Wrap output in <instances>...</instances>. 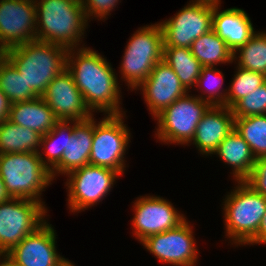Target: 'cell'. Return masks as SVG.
<instances>
[{
	"mask_svg": "<svg viewBox=\"0 0 266 266\" xmlns=\"http://www.w3.org/2000/svg\"><path fill=\"white\" fill-rule=\"evenodd\" d=\"M60 266H76L75 264H73L71 261H69L68 259H66Z\"/></svg>",
	"mask_w": 266,
	"mask_h": 266,
	"instance_id": "obj_40",
	"label": "cell"
},
{
	"mask_svg": "<svg viewBox=\"0 0 266 266\" xmlns=\"http://www.w3.org/2000/svg\"><path fill=\"white\" fill-rule=\"evenodd\" d=\"M192 55L203 67H215L217 64L233 63L234 53L213 29L192 42Z\"/></svg>",
	"mask_w": 266,
	"mask_h": 266,
	"instance_id": "obj_24",
	"label": "cell"
},
{
	"mask_svg": "<svg viewBox=\"0 0 266 266\" xmlns=\"http://www.w3.org/2000/svg\"><path fill=\"white\" fill-rule=\"evenodd\" d=\"M118 2L119 0H81L87 21L95 17V19L100 18V20L106 19L108 15H111L110 12L116 8Z\"/></svg>",
	"mask_w": 266,
	"mask_h": 266,
	"instance_id": "obj_33",
	"label": "cell"
},
{
	"mask_svg": "<svg viewBox=\"0 0 266 266\" xmlns=\"http://www.w3.org/2000/svg\"><path fill=\"white\" fill-rule=\"evenodd\" d=\"M190 3L195 4H204L208 6H219L221 4V0H192Z\"/></svg>",
	"mask_w": 266,
	"mask_h": 266,
	"instance_id": "obj_38",
	"label": "cell"
},
{
	"mask_svg": "<svg viewBox=\"0 0 266 266\" xmlns=\"http://www.w3.org/2000/svg\"><path fill=\"white\" fill-rule=\"evenodd\" d=\"M245 182L266 198V156L256 159L253 171Z\"/></svg>",
	"mask_w": 266,
	"mask_h": 266,
	"instance_id": "obj_34",
	"label": "cell"
},
{
	"mask_svg": "<svg viewBox=\"0 0 266 266\" xmlns=\"http://www.w3.org/2000/svg\"><path fill=\"white\" fill-rule=\"evenodd\" d=\"M0 90L6 95L10 104L32 100L39 97L27 83L23 74L0 53Z\"/></svg>",
	"mask_w": 266,
	"mask_h": 266,
	"instance_id": "obj_26",
	"label": "cell"
},
{
	"mask_svg": "<svg viewBox=\"0 0 266 266\" xmlns=\"http://www.w3.org/2000/svg\"><path fill=\"white\" fill-rule=\"evenodd\" d=\"M213 11V6L189 3L173 17L160 22L163 47L190 48L195 39L212 29Z\"/></svg>",
	"mask_w": 266,
	"mask_h": 266,
	"instance_id": "obj_12",
	"label": "cell"
},
{
	"mask_svg": "<svg viewBox=\"0 0 266 266\" xmlns=\"http://www.w3.org/2000/svg\"><path fill=\"white\" fill-rule=\"evenodd\" d=\"M124 114L105 115L98 123L93 116V143L89 164L110 168L122 175L125 171V153L131 133L124 124Z\"/></svg>",
	"mask_w": 266,
	"mask_h": 266,
	"instance_id": "obj_8",
	"label": "cell"
},
{
	"mask_svg": "<svg viewBox=\"0 0 266 266\" xmlns=\"http://www.w3.org/2000/svg\"><path fill=\"white\" fill-rule=\"evenodd\" d=\"M56 232L46 221L6 256L18 266H60L66 259L56 249Z\"/></svg>",
	"mask_w": 266,
	"mask_h": 266,
	"instance_id": "obj_15",
	"label": "cell"
},
{
	"mask_svg": "<svg viewBox=\"0 0 266 266\" xmlns=\"http://www.w3.org/2000/svg\"><path fill=\"white\" fill-rule=\"evenodd\" d=\"M254 244H266V212L262 218L257 234L246 245Z\"/></svg>",
	"mask_w": 266,
	"mask_h": 266,
	"instance_id": "obj_35",
	"label": "cell"
},
{
	"mask_svg": "<svg viewBox=\"0 0 266 266\" xmlns=\"http://www.w3.org/2000/svg\"><path fill=\"white\" fill-rule=\"evenodd\" d=\"M90 47L68 49L66 69L72 75L91 112L120 115L121 90L118 78L107 59Z\"/></svg>",
	"mask_w": 266,
	"mask_h": 266,
	"instance_id": "obj_1",
	"label": "cell"
},
{
	"mask_svg": "<svg viewBox=\"0 0 266 266\" xmlns=\"http://www.w3.org/2000/svg\"><path fill=\"white\" fill-rule=\"evenodd\" d=\"M41 97L59 120L82 121L94 115L67 69L50 82Z\"/></svg>",
	"mask_w": 266,
	"mask_h": 266,
	"instance_id": "obj_16",
	"label": "cell"
},
{
	"mask_svg": "<svg viewBox=\"0 0 266 266\" xmlns=\"http://www.w3.org/2000/svg\"><path fill=\"white\" fill-rule=\"evenodd\" d=\"M0 266H18V265L12 262L6 255H0Z\"/></svg>",
	"mask_w": 266,
	"mask_h": 266,
	"instance_id": "obj_39",
	"label": "cell"
},
{
	"mask_svg": "<svg viewBox=\"0 0 266 266\" xmlns=\"http://www.w3.org/2000/svg\"><path fill=\"white\" fill-rule=\"evenodd\" d=\"M0 176L10 198L35 200L46 208L41 194L53 178L38 152L0 154Z\"/></svg>",
	"mask_w": 266,
	"mask_h": 266,
	"instance_id": "obj_4",
	"label": "cell"
},
{
	"mask_svg": "<svg viewBox=\"0 0 266 266\" xmlns=\"http://www.w3.org/2000/svg\"><path fill=\"white\" fill-rule=\"evenodd\" d=\"M10 199L9 194L6 192L4 182L0 176V203Z\"/></svg>",
	"mask_w": 266,
	"mask_h": 266,
	"instance_id": "obj_37",
	"label": "cell"
},
{
	"mask_svg": "<svg viewBox=\"0 0 266 266\" xmlns=\"http://www.w3.org/2000/svg\"><path fill=\"white\" fill-rule=\"evenodd\" d=\"M66 176L68 207L71 212L79 213L100 203L108 195L120 174L110 168L87 164Z\"/></svg>",
	"mask_w": 266,
	"mask_h": 266,
	"instance_id": "obj_10",
	"label": "cell"
},
{
	"mask_svg": "<svg viewBox=\"0 0 266 266\" xmlns=\"http://www.w3.org/2000/svg\"><path fill=\"white\" fill-rule=\"evenodd\" d=\"M92 143L93 116L82 121H65V150L61 161L50 171L53 180L58 173L65 176L89 164Z\"/></svg>",
	"mask_w": 266,
	"mask_h": 266,
	"instance_id": "obj_18",
	"label": "cell"
},
{
	"mask_svg": "<svg viewBox=\"0 0 266 266\" xmlns=\"http://www.w3.org/2000/svg\"><path fill=\"white\" fill-rule=\"evenodd\" d=\"M40 148H43L41 149L43 152L39 151L38 155L43 164L51 171L61 161L65 150V121L60 120L51 131L41 136ZM44 154L46 158L43 157Z\"/></svg>",
	"mask_w": 266,
	"mask_h": 266,
	"instance_id": "obj_30",
	"label": "cell"
},
{
	"mask_svg": "<svg viewBox=\"0 0 266 266\" xmlns=\"http://www.w3.org/2000/svg\"><path fill=\"white\" fill-rule=\"evenodd\" d=\"M192 228L185 220L176 228L151 235L141 243L163 264L196 266L199 252Z\"/></svg>",
	"mask_w": 266,
	"mask_h": 266,
	"instance_id": "obj_11",
	"label": "cell"
},
{
	"mask_svg": "<svg viewBox=\"0 0 266 266\" xmlns=\"http://www.w3.org/2000/svg\"><path fill=\"white\" fill-rule=\"evenodd\" d=\"M220 6H214L212 29L235 52L256 31L246 11L236 7L219 11Z\"/></svg>",
	"mask_w": 266,
	"mask_h": 266,
	"instance_id": "obj_20",
	"label": "cell"
},
{
	"mask_svg": "<svg viewBox=\"0 0 266 266\" xmlns=\"http://www.w3.org/2000/svg\"><path fill=\"white\" fill-rule=\"evenodd\" d=\"M234 54L237 66L266 76V32H255L243 46H240ZM240 53V54H239ZM239 55V56H238ZM238 56V58H237ZM238 59V60H237Z\"/></svg>",
	"mask_w": 266,
	"mask_h": 266,
	"instance_id": "obj_27",
	"label": "cell"
},
{
	"mask_svg": "<svg viewBox=\"0 0 266 266\" xmlns=\"http://www.w3.org/2000/svg\"><path fill=\"white\" fill-rule=\"evenodd\" d=\"M10 103L6 95L0 90V123L9 116Z\"/></svg>",
	"mask_w": 266,
	"mask_h": 266,
	"instance_id": "obj_36",
	"label": "cell"
},
{
	"mask_svg": "<svg viewBox=\"0 0 266 266\" xmlns=\"http://www.w3.org/2000/svg\"><path fill=\"white\" fill-rule=\"evenodd\" d=\"M35 39V1L0 0V53Z\"/></svg>",
	"mask_w": 266,
	"mask_h": 266,
	"instance_id": "obj_14",
	"label": "cell"
},
{
	"mask_svg": "<svg viewBox=\"0 0 266 266\" xmlns=\"http://www.w3.org/2000/svg\"><path fill=\"white\" fill-rule=\"evenodd\" d=\"M8 120L45 135L60 121L42 97L10 104Z\"/></svg>",
	"mask_w": 266,
	"mask_h": 266,
	"instance_id": "obj_21",
	"label": "cell"
},
{
	"mask_svg": "<svg viewBox=\"0 0 266 266\" xmlns=\"http://www.w3.org/2000/svg\"><path fill=\"white\" fill-rule=\"evenodd\" d=\"M211 105L197 95L185 96L175 100L154 119L157 120L155 135L166 144L189 145L204 113Z\"/></svg>",
	"mask_w": 266,
	"mask_h": 266,
	"instance_id": "obj_7",
	"label": "cell"
},
{
	"mask_svg": "<svg viewBox=\"0 0 266 266\" xmlns=\"http://www.w3.org/2000/svg\"><path fill=\"white\" fill-rule=\"evenodd\" d=\"M163 46V30L159 23L140 27L131 36L119 68L121 79L132 91H137L154 66L163 60Z\"/></svg>",
	"mask_w": 266,
	"mask_h": 266,
	"instance_id": "obj_6",
	"label": "cell"
},
{
	"mask_svg": "<svg viewBox=\"0 0 266 266\" xmlns=\"http://www.w3.org/2000/svg\"><path fill=\"white\" fill-rule=\"evenodd\" d=\"M237 184L222 204L225 234L236 247L245 246L257 234L266 212V198L262 194L245 181H237Z\"/></svg>",
	"mask_w": 266,
	"mask_h": 266,
	"instance_id": "obj_5",
	"label": "cell"
},
{
	"mask_svg": "<svg viewBox=\"0 0 266 266\" xmlns=\"http://www.w3.org/2000/svg\"><path fill=\"white\" fill-rule=\"evenodd\" d=\"M223 81L224 75L222 71L216 69V67H202L196 88L199 87L200 92L202 91L203 93L201 95H198L197 97H199L203 101L208 102L211 106L227 107L228 89L221 90ZM201 87H204V90Z\"/></svg>",
	"mask_w": 266,
	"mask_h": 266,
	"instance_id": "obj_29",
	"label": "cell"
},
{
	"mask_svg": "<svg viewBox=\"0 0 266 266\" xmlns=\"http://www.w3.org/2000/svg\"><path fill=\"white\" fill-rule=\"evenodd\" d=\"M2 54L23 74L27 88L39 97L50 82L66 69L67 49L36 39L9 48Z\"/></svg>",
	"mask_w": 266,
	"mask_h": 266,
	"instance_id": "obj_3",
	"label": "cell"
},
{
	"mask_svg": "<svg viewBox=\"0 0 266 266\" xmlns=\"http://www.w3.org/2000/svg\"><path fill=\"white\" fill-rule=\"evenodd\" d=\"M41 136L35 130L3 120L0 123V154L39 152Z\"/></svg>",
	"mask_w": 266,
	"mask_h": 266,
	"instance_id": "obj_23",
	"label": "cell"
},
{
	"mask_svg": "<svg viewBox=\"0 0 266 266\" xmlns=\"http://www.w3.org/2000/svg\"><path fill=\"white\" fill-rule=\"evenodd\" d=\"M133 203V235L140 243L151 235L176 228L187 219L160 196H140Z\"/></svg>",
	"mask_w": 266,
	"mask_h": 266,
	"instance_id": "obj_13",
	"label": "cell"
},
{
	"mask_svg": "<svg viewBox=\"0 0 266 266\" xmlns=\"http://www.w3.org/2000/svg\"><path fill=\"white\" fill-rule=\"evenodd\" d=\"M34 1L36 40L57 44L67 50L78 48L88 26L81 0Z\"/></svg>",
	"mask_w": 266,
	"mask_h": 266,
	"instance_id": "obj_2",
	"label": "cell"
},
{
	"mask_svg": "<svg viewBox=\"0 0 266 266\" xmlns=\"http://www.w3.org/2000/svg\"><path fill=\"white\" fill-rule=\"evenodd\" d=\"M163 61L173 69L187 91L196 87L203 66L190 48L163 47Z\"/></svg>",
	"mask_w": 266,
	"mask_h": 266,
	"instance_id": "obj_25",
	"label": "cell"
},
{
	"mask_svg": "<svg viewBox=\"0 0 266 266\" xmlns=\"http://www.w3.org/2000/svg\"><path fill=\"white\" fill-rule=\"evenodd\" d=\"M233 129L232 109L226 106H210L198 123L190 143L195 144L200 154L212 156L211 154Z\"/></svg>",
	"mask_w": 266,
	"mask_h": 266,
	"instance_id": "obj_19",
	"label": "cell"
},
{
	"mask_svg": "<svg viewBox=\"0 0 266 266\" xmlns=\"http://www.w3.org/2000/svg\"><path fill=\"white\" fill-rule=\"evenodd\" d=\"M213 154H217L220 160L233 168L231 174L236 182L245 181L253 171L256 162L250 146L235 128L224 138Z\"/></svg>",
	"mask_w": 266,
	"mask_h": 266,
	"instance_id": "obj_22",
	"label": "cell"
},
{
	"mask_svg": "<svg viewBox=\"0 0 266 266\" xmlns=\"http://www.w3.org/2000/svg\"><path fill=\"white\" fill-rule=\"evenodd\" d=\"M236 74L228 88L227 107L232 108L243 97L252 93L266 81V76L237 66Z\"/></svg>",
	"mask_w": 266,
	"mask_h": 266,
	"instance_id": "obj_31",
	"label": "cell"
},
{
	"mask_svg": "<svg viewBox=\"0 0 266 266\" xmlns=\"http://www.w3.org/2000/svg\"><path fill=\"white\" fill-rule=\"evenodd\" d=\"M47 209L35 200L10 198L0 203V255H6L45 221Z\"/></svg>",
	"mask_w": 266,
	"mask_h": 266,
	"instance_id": "obj_9",
	"label": "cell"
},
{
	"mask_svg": "<svg viewBox=\"0 0 266 266\" xmlns=\"http://www.w3.org/2000/svg\"><path fill=\"white\" fill-rule=\"evenodd\" d=\"M231 109L234 118L266 115V81L239 100Z\"/></svg>",
	"mask_w": 266,
	"mask_h": 266,
	"instance_id": "obj_32",
	"label": "cell"
},
{
	"mask_svg": "<svg viewBox=\"0 0 266 266\" xmlns=\"http://www.w3.org/2000/svg\"><path fill=\"white\" fill-rule=\"evenodd\" d=\"M137 89L143 92L144 101L153 118L175 100L189 93L173 69L163 60L154 66L150 75Z\"/></svg>",
	"mask_w": 266,
	"mask_h": 266,
	"instance_id": "obj_17",
	"label": "cell"
},
{
	"mask_svg": "<svg viewBox=\"0 0 266 266\" xmlns=\"http://www.w3.org/2000/svg\"><path fill=\"white\" fill-rule=\"evenodd\" d=\"M234 128L257 158L266 156V115L234 118Z\"/></svg>",
	"mask_w": 266,
	"mask_h": 266,
	"instance_id": "obj_28",
	"label": "cell"
}]
</instances>
